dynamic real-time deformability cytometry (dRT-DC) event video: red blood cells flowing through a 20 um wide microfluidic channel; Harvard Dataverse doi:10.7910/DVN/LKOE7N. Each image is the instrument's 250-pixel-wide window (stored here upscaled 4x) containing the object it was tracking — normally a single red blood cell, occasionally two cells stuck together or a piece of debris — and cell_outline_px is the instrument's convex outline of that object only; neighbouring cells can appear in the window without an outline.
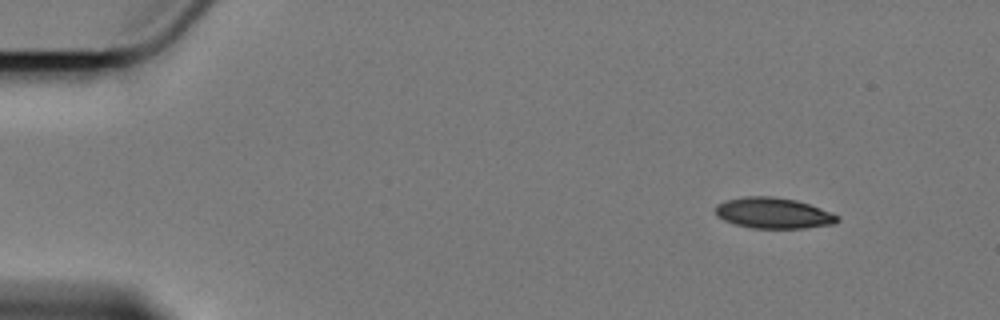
{"species": "Egyptian fruit bat (a non-hibernating species)", "species_latin": "Rousettus aegyptiacus", "temperature_condition": "cold", "stored_images_in_passage": 9, "camera_frame_rate_fps": 3000, "um_per_image_px": 0.085, "animal": {"sex": "female"}, "frame": {"image": 1, "passage_image": 2, "time_ms": 1.333, "image_size_px": [1000, 320], "cell_outline_px": [[840, 220], [836, 224], [804, 228], [752, 228], [736, 224], [724, 220], [716, 216], [716, 204], [724, 200], [744, 196], [772, 196], [796, 200], [832, 212], [840, 216]], "centroid_in_image_um": [65.75, 18.11], "position_along_channel_um": 19.2, "area_um2": 22.08}}
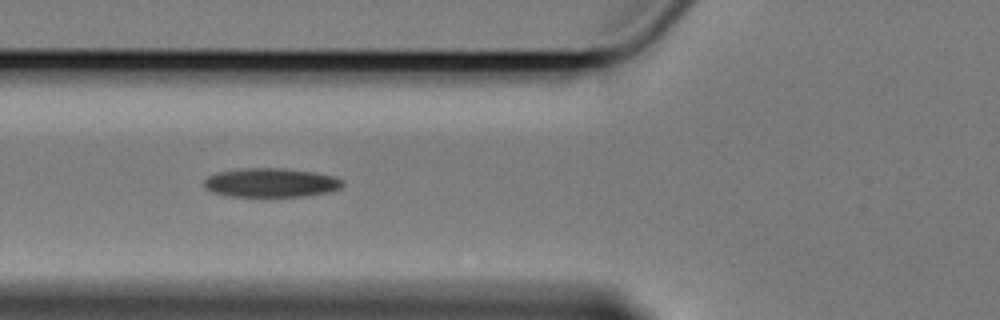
{"frame": {"image": 2, "passage_image": 6, "time_ms": 6.667, "image_size_px": [1000, 320], "cell_outline_px": [[344, 184], [340, 188], [328, 192], [304, 196], [232, 196], [212, 192], [204, 188], [204, 180], [208, 176], [220, 172], [244, 168], [280, 168], [316, 172], [336, 176], [344, 180]], "centroid_in_image_um": [23.07, 15.52], "position_along_channel_um": 102.7, "area_um2": 23.41}}
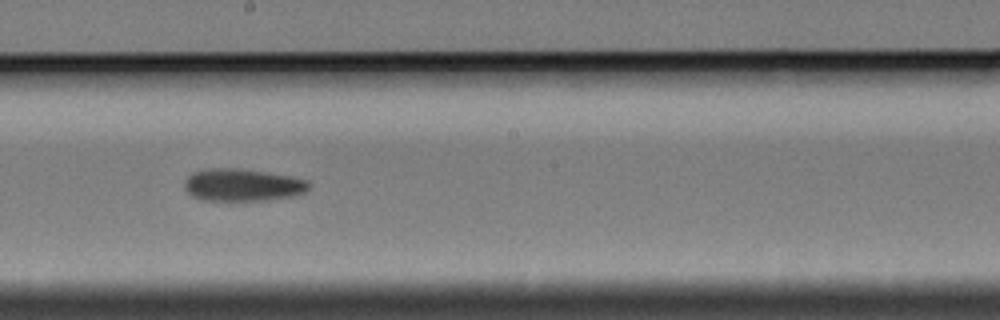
{"frame": {"image": 3, "passage_image": 9, "time_ms": 10.333, "image_size_px": [1000, 320], "cell_outline_px": [[308, 188], [304, 192], [292, 196], [268, 200], [200, 200], [192, 196], [184, 188], [184, 180], [192, 172], [208, 168], [236, 168], [264, 172], [288, 176], [308, 180]], "centroid_in_image_um": [20.55, 15.72], "position_along_channel_um": 227.6, "area_um2": 23.35}}